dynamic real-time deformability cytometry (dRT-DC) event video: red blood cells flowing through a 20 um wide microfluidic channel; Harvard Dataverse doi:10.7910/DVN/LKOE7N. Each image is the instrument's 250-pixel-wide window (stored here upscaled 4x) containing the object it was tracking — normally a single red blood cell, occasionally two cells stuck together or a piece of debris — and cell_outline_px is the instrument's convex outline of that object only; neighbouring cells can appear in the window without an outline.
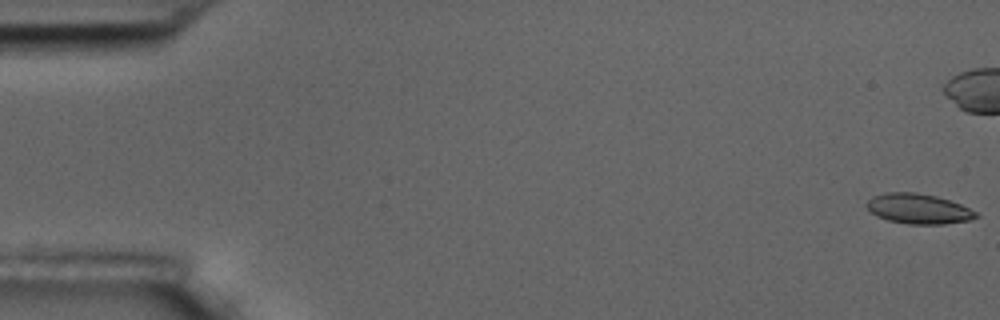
{"species": "common noctule bat (a hibernating species)", "species_latin": "Nyctalus noctula", "temperature_condition": "room temperature", "stored_images_in_passage": 57, "camera_frame_rate_fps": 3000, "um_per_image_px": 0.085, "animal": {"sex": "male", "body_mass_g": 17.5, "forearm_length_mm": 52.3}, "frame": {"image": 1, "passage_image": 1, "time_ms": 0.0, "image_size_px": [1000, 320], "cell_outline_px": [[980, 216], [968, 220], [944, 224], [908, 224], [888, 220], [876, 216], [864, 204], [872, 196], [888, 192], [916, 192], [936, 196], [960, 204], [976, 212]], "centroid_in_image_um": [78.04, 17.74], "position_along_channel_um": 7.0, "area_um2": 19.07}}
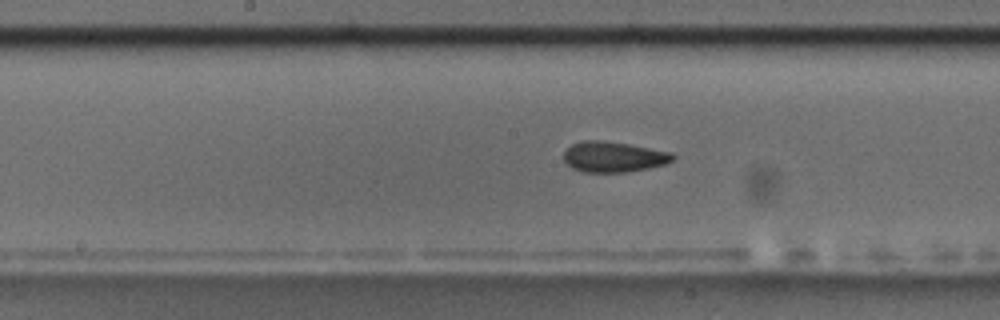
{"frame": {"image": 2, "passage_image": 29, "time_ms": 9.333, "image_size_px": [1000, 320], "cell_outline_px": [[676, 156], [668, 164], [628, 172], [584, 172], [572, 168], [564, 160], [564, 152], [572, 144], [584, 140], [600, 140], [628, 144], [672, 152]], "centroid_in_image_um": [52.18, 13.33], "position_along_channel_um": 196.0, "area_um2": 19.42}}
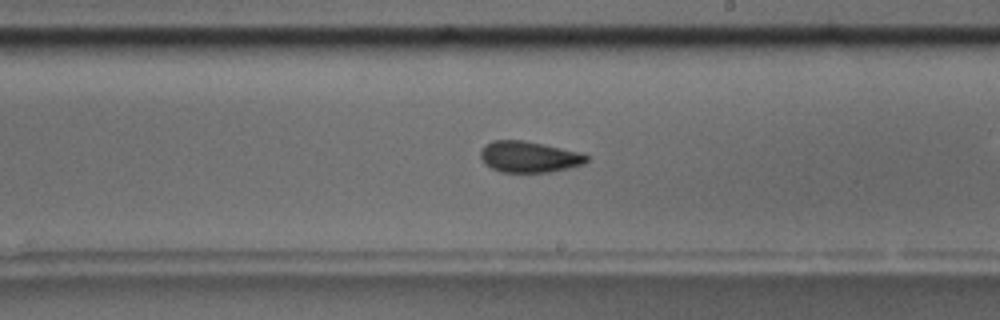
{"frame": {"image": 3, "passage_image": 33, "time_ms": 10.667, "image_size_px": [1000, 320], "cell_outline_px": [[588, 160], [584, 164], [552, 172], [500, 172], [484, 164], [480, 156], [480, 148], [484, 144], [492, 140], [524, 140], [544, 144], [580, 152], [588, 156]], "centroid_in_image_um": [44.94, 13.32], "position_along_channel_um": 244.1, "area_um2": 19.48}, "authors_computed_cell_mechanics": {"area_um2": 19.2474, "velocity_mm_per_s": 3.611, "shape_relaxation_time_tau1_ms": null, "shape_relaxation_time_tau2_ms": 1.8984, "deformation_change_tau1": null, "deformation_change_tau2": 0.0739}}